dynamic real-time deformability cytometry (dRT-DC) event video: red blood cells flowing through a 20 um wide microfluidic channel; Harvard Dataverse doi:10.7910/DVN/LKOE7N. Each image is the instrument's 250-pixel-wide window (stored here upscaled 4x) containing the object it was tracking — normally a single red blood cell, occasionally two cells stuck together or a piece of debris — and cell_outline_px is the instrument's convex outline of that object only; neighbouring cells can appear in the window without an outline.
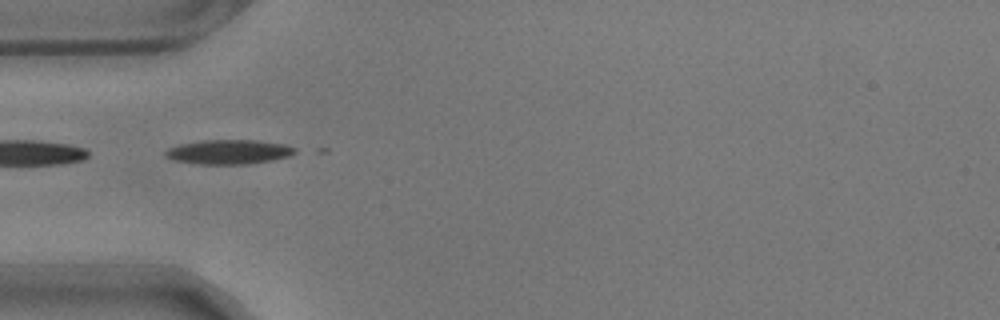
{"species": "common noctule bat (a hibernating species)", "species_latin": "Nyctalus noctula", "temperature_condition": "warm", "stored_images_in_passage": 15, "camera_frame_rate_fps": 3000, "um_per_image_px": 0.085, "animal": {"sex": "male", "body_mass_g": 17.9}, "frame": {"image": 1, "passage_image": 1, "time_ms": 0.0, "image_size_px": [1000, 320], "cell_outline_px": [[296, 152], [288, 156], [272, 160], [248, 164], [200, 164], [176, 160], [164, 156], [164, 152], [168, 148], [180, 144], [204, 140], [260, 140], [284, 144], [296, 148]], "centroid_in_image_um": [19.46, 12.9], "position_along_channel_um": 65.5, "area_um2": 18.38}}
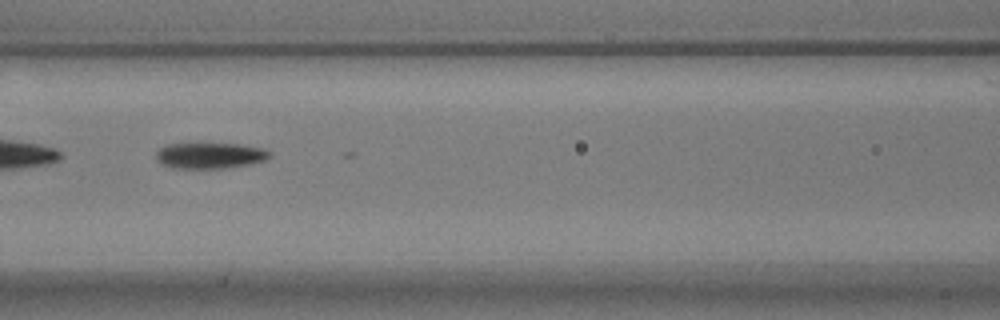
{"frame": {"image": 2, "passage_image": 8, "time_ms": 2.333, "image_size_px": [1000, 320], "cell_outline_px": [[272, 156], [264, 160], [248, 164], [224, 168], [172, 168], [156, 160], [156, 152], [160, 148], [168, 144], [240, 144], [264, 148], [272, 152]], "centroid_in_image_um": [17.87, 13.22], "position_along_channel_um": 148.7, "area_um2": 17.05}}